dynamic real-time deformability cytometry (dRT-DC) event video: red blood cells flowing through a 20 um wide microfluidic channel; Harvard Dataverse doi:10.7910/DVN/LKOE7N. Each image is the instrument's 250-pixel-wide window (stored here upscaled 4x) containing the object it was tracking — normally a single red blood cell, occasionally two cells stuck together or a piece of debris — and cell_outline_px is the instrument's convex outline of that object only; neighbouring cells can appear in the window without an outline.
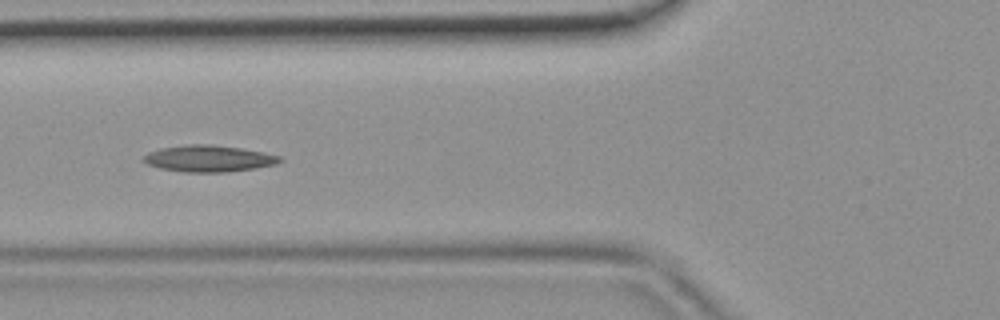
{"species": "common noctule bat (a hibernating species)", "species_latin": "Nyctalus noctula", "temperature_condition": "room temperature", "stored_images_in_passage": 46, "camera_frame_rate_fps": 3000, "um_per_image_px": 0.085, "animal": {"sex": "female", "body_mass_g": 19.9}, "frame": {"image": 1, "passage_image": 17, "time_ms": 5.333, "image_size_px": [1000, 320], "cell_outline_px": [[284, 160], [276, 164], [256, 168], [228, 172], [184, 172], [160, 168], [148, 164], [140, 160], [148, 152], [160, 148], [188, 144], [212, 144], [240, 148], [264, 152], [280, 156]], "centroid_in_image_um": [17.74, 13.47], "position_along_channel_um": 108.1, "area_um2": 21.21}}
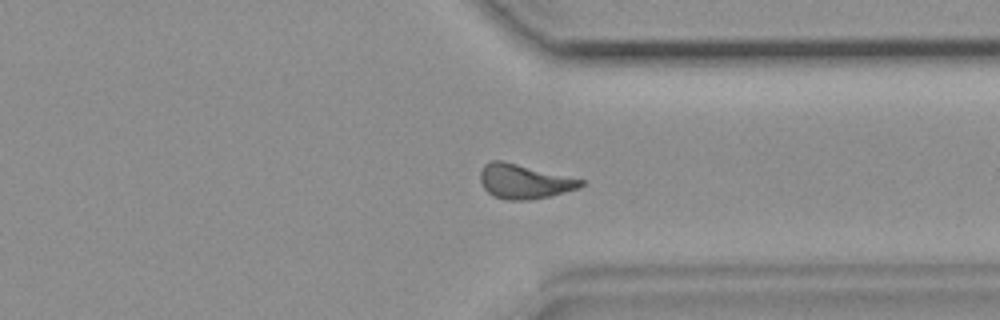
{"frame": {"image": 2, "passage_image": 35, "time_ms": 11.333, "image_size_px": [1000, 320], "cell_outline_px": [[584, 184], [576, 188], [548, 196], [532, 200], [508, 200], [492, 196], [484, 188], [480, 180], [480, 172], [484, 164], [492, 160], [504, 160], [584, 180]], "centroid_in_image_um": [44.5, 15.41], "position_along_channel_um": 366.9, "area_um2": 20.11}}
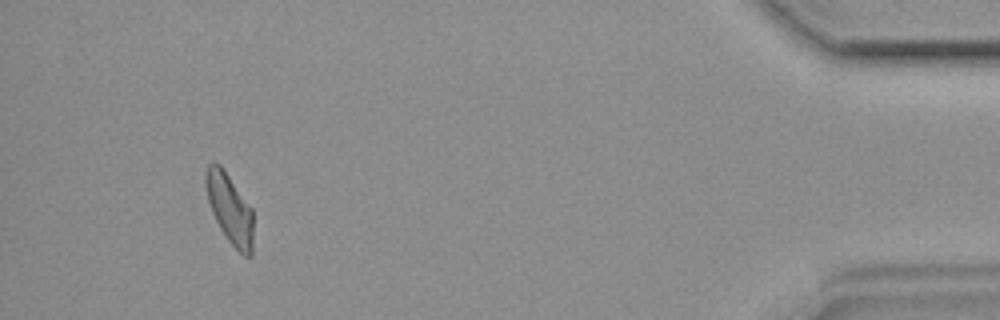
{"frame": {"image": 3, "passage_image": 43, "time_ms": 14.0, "image_size_px": [1000, 320], "cell_outline_px": [[252, 256], [244, 256], [228, 240], [220, 228], [212, 212], [208, 200], [204, 180], [204, 176], [208, 164], [220, 164], [252, 208]], "centroid_in_image_um": [19.52, 17.73], "position_along_channel_um": 415.7, "area_um2": 19.02}}